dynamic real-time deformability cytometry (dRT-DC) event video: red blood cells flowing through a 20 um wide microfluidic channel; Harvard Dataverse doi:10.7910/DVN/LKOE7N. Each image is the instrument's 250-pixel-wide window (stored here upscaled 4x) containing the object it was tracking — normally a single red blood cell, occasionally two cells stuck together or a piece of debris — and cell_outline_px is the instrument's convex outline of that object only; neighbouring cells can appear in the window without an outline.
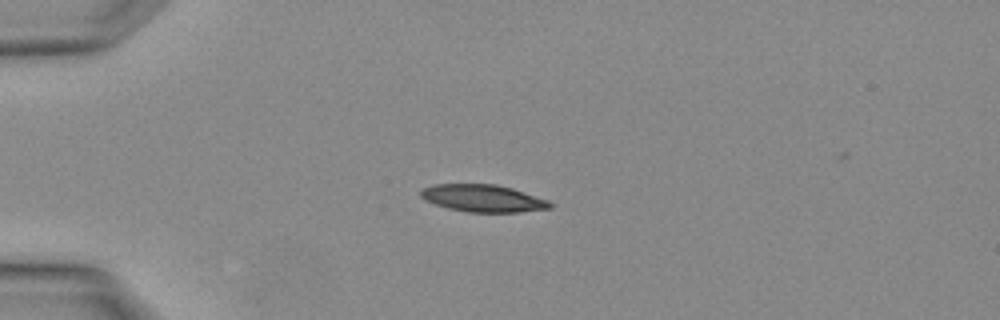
{"species": "Egyptian fruit bat (a non-hibernating species)", "species_latin": "Rousettus aegyptiacus", "temperature_condition": "warm", "stored_images_in_passage": 3, "camera_frame_rate_fps": 3000, "um_per_image_px": 0.085, "animal": {"sex": "female"}, "frame": {"image": 1, "passage_image": 2, "time_ms": 0.333, "image_size_px": [1000, 320], "cell_outline_px": [[552, 208], [520, 212], [468, 212], [448, 208], [424, 200], [420, 196], [420, 188], [432, 184], [496, 184], [512, 188], [548, 200], [552, 204]], "centroid_in_image_um": [41.02, 16.85], "position_along_channel_um": 44.0, "area_um2": 20.63}}
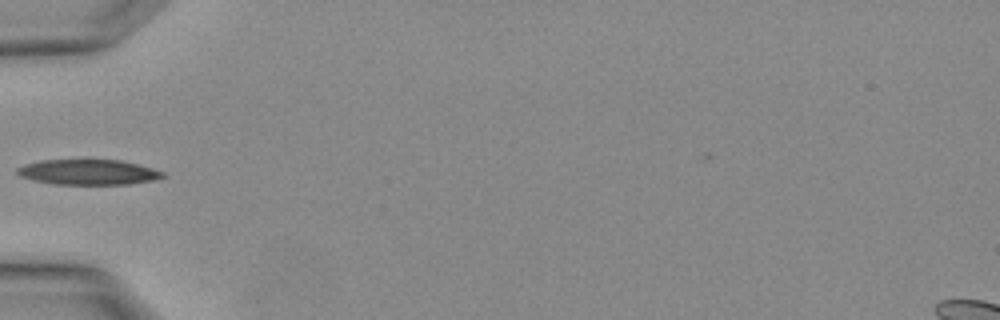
{"frame": {"image": 2, "passage_image": 3, "time_ms": 0.667, "image_size_px": [1000, 320], "cell_outline_px": [[164, 176], [152, 180], [128, 184], [56, 184], [36, 180], [20, 176], [16, 172], [16, 168], [24, 164], [40, 160], [120, 160], [152, 168], [164, 172]], "centroid_in_image_um": [7.47, 14.62], "position_along_channel_um": 77.5, "area_um2": 21.15}}